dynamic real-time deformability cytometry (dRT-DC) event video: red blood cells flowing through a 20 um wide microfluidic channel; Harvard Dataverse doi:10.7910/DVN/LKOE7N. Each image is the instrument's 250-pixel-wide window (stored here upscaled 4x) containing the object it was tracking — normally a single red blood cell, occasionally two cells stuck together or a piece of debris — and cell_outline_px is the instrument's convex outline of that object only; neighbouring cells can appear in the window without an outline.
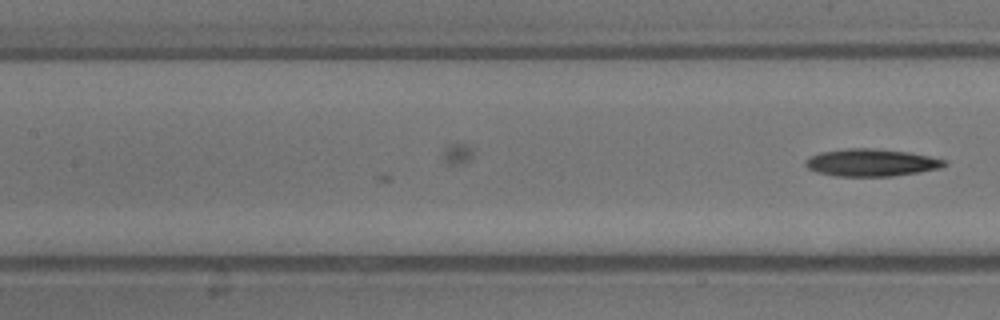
{"species": "common noctule bat (a hibernating species)", "species_latin": "Nyctalus noctula", "temperature_condition": "warm", "stored_images_in_passage": 7, "camera_frame_rate_fps": 3000, "um_per_image_px": 0.085, "animal": {"sex": "male", "body_mass_g": 13.3}, "frame": {"image": 1, "passage_image": 7, "time_ms": 2.0, "image_size_px": [1000, 320], "cell_outline_px": [[948, 164], [944, 168], [920, 172], [892, 176], [836, 176], [816, 172], [808, 168], [804, 164], [812, 156], [820, 152], [848, 148], [872, 148], [908, 152], [948, 160]], "centroid_in_image_um": [74.13, 13.82], "position_along_channel_um": 133.3, "area_um2": 22.2}}